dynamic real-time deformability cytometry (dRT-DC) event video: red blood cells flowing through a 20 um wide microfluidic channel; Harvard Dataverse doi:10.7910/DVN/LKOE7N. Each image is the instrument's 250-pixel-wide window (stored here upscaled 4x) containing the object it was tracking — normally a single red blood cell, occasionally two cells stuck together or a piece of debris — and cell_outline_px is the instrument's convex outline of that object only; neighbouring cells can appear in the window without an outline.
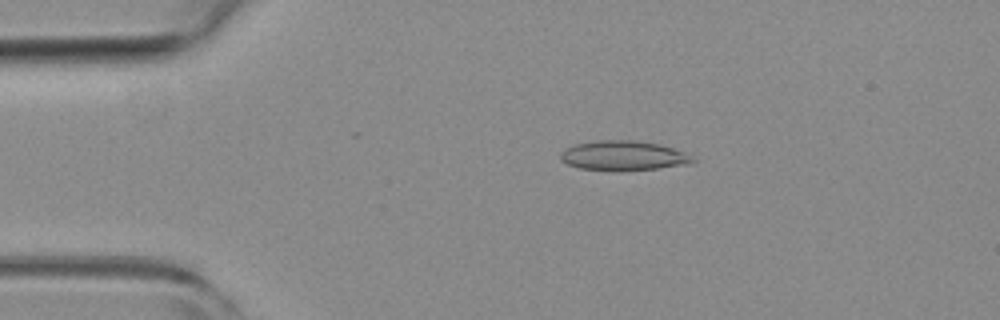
{"species": "common noctule bat (a hibernating species)", "species_latin": "Nyctalus noctula", "temperature_condition": "room temperature", "stored_images_in_passage": 6, "camera_frame_rate_fps": 3000, "um_per_image_px": 0.085, "animal": {"sex": "female", "body_mass_g": 19.3, "forearm_length_mm": 54.1}, "frame": {"image": 1, "passage_image": 3, "time_ms": 0.667, "image_size_px": [1000, 320], "cell_outline_px": [[696, 160], [692, 164], [656, 168], [580, 168], [568, 164], [560, 160], [560, 152], [564, 148], [576, 144], [596, 140], [632, 140], [660, 144], [684, 152]], "centroid_in_image_um": [52.98, 13.18], "position_along_channel_um": 32.0, "area_um2": 22.02}}
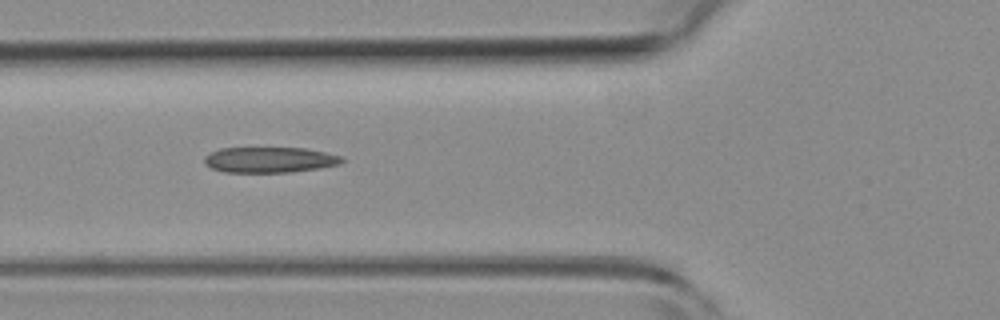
{"frame": {"image": 2, "passage_image": 5, "time_ms": 1.333, "image_size_px": [1000, 320], "cell_outline_px": [[344, 160], [340, 164], [320, 168], [292, 172], [224, 172], [212, 168], [204, 164], [204, 156], [208, 152], [220, 148], [308, 148], [344, 156]], "centroid_in_image_um": [22.93, 13.58], "position_along_channel_um": 102.9, "area_um2": 20.81}}
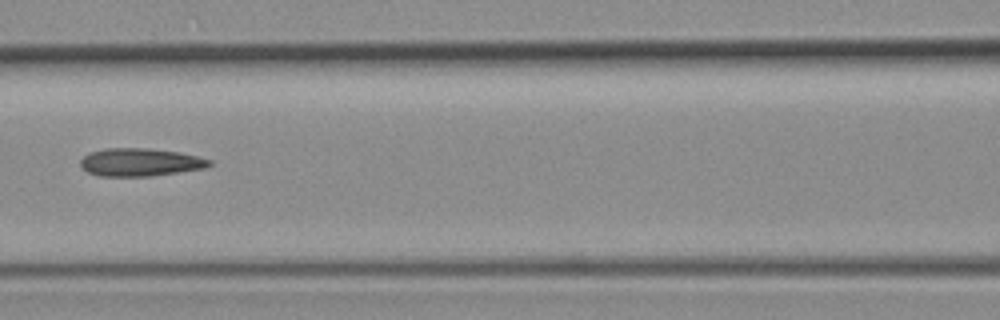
{"frame": {"image": 3, "passage_image": 6, "time_ms": 1.667, "image_size_px": [1000, 320], "cell_outline_px": [[212, 164], [208, 168], [152, 176], [100, 176], [88, 172], [80, 164], [80, 160], [88, 152], [104, 148], [148, 148], [180, 152], [212, 160]], "centroid_in_image_um": [11.94, 13.78], "position_along_channel_um": 154.7, "area_um2": 21.15}}